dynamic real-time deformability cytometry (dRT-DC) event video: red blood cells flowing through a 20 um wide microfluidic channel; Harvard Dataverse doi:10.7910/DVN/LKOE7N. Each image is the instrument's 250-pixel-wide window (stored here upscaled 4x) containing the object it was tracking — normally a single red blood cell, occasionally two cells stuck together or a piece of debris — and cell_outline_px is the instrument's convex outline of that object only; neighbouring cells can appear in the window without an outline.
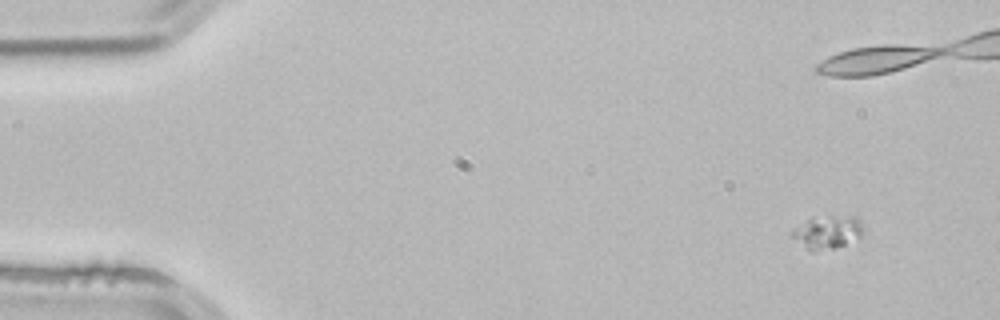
{"species": "common noctule bat (a hibernating species)", "species_latin": "Nyctalus noctula", "temperature_condition": "room temperature", "stored_images_in_passage": 3, "camera_frame_rate_fps": 3000, "um_per_image_px": 0.085, "animal": {"sex": "male", "body_mass_g": 21.5, "forearm_length_mm": 52.0}, "frame": {"image": 1, "passage_image": 3, "time_ms": 0.667, "image_size_px": [1000, 320], "cell_outline_px": [[860, 236], [836, 248], [808, 248], [792, 236], [792, 228], [812, 216], [856, 216], [860, 220]], "centroid_in_image_um": [70.31, 19.66], "position_along_channel_um": 14.7, "area_um2": 13.06}}